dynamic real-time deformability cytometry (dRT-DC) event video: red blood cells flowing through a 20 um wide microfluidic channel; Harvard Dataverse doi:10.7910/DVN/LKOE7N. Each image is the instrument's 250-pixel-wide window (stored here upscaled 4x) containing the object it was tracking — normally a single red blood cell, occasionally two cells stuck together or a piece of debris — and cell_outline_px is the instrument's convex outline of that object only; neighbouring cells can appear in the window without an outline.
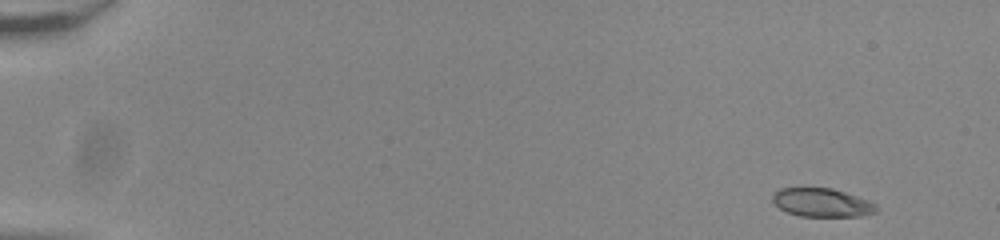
{"species": "common noctule bat (a hibernating species)", "species_latin": "Nyctalus noctula", "temperature_condition": "room temperature", "stored_images_in_passage": 51, "camera_frame_rate_fps": 3000, "um_per_image_px": 0.085, "animal": {"sex": "male", "body_mass_g": 20.0, "forearm_length_mm": 53.3}, "frame": {"image": 1, "passage_image": 1, "time_ms": 0.0, "image_size_px": [1000, 240], "cell_outline_px": [[880, 208], [876, 212], [860, 216], [800, 216], [788, 212], [780, 208], [772, 200], [772, 192], [780, 188], [832, 188], [868, 200], [876, 204]], "centroid_in_image_um": [69.87, 17.21], "position_along_channel_um": 15.1, "area_um2": 17.22}}
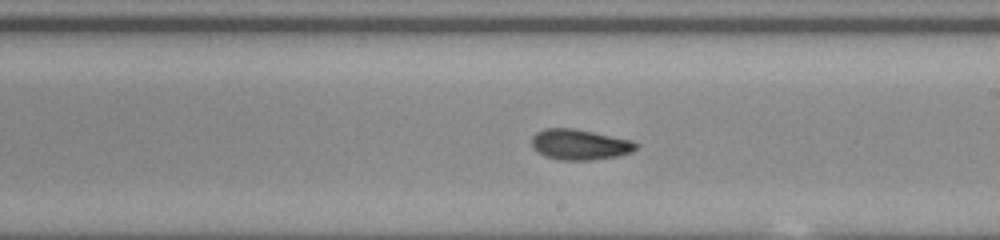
{"frame": {"image": 2, "passage_image": 30, "time_ms": 9.667, "image_size_px": [1000, 240], "cell_outline_px": [[636, 148], [632, 152], [616, 156], [588, 160], [560, 160], [544, 156], [536, 152], [532, 148], [532, 136], [536, 132], [544, 128], [572, 128], [632, 140], [636, 144]], "centroid_in_image_um": [49.21, 12.28], "position_along_channel_um": 239.8, "area_um2": 18.5}}
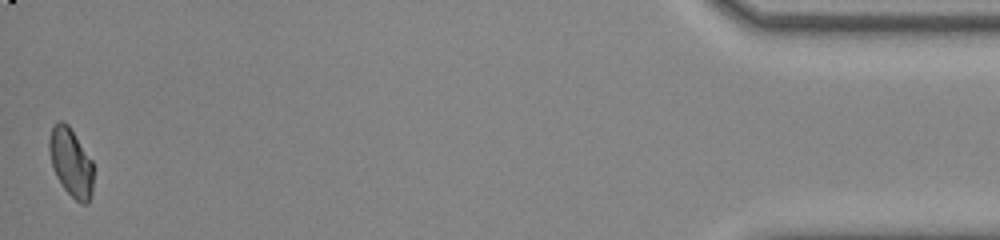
{"frame": {"image": 3, "passage_image": 51, "time_ms": 16.667, "image_size_px": [1000, 240], "cell_outline_px": [[92, 192], [88, 204], [80, 204], [64, 188], [56, 176], [52, 168], [48, 148], [48, 140], [52, 128], [56, 120], [64, 120], [68, 124], [92, 160]], "centroid_in_image_um": [6.01, 13.78], "position_along_channel_um": 429.2, "area_um2": 17.69}, "authors_computed_cell_mechanics": {"area_um2": 18.3226, "velocity_mm_per_s": 3.8538, "shape_relaxation_time_tau1_ms": null, "shape_relaxation_time_tau2_ms": 2.4495, "deformation_change_tau1": null, "deformation_change_tau2": 0.0446}}